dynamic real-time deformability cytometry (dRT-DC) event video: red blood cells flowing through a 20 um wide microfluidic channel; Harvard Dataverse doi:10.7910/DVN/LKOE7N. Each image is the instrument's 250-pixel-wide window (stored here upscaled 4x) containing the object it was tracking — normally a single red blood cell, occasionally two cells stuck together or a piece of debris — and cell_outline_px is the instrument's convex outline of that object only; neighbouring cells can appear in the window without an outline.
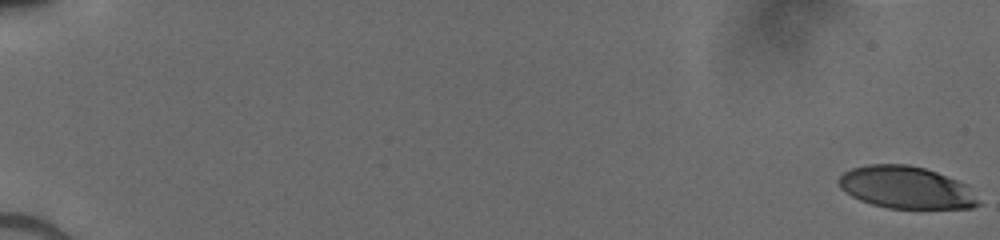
{"species": "human", "species_latin": "Homo sapiens", "temperature_condition": "cold", "stored_images_in_passage": 46, "camera_frame_rate_fps": 3000, "um_per_image_px": 0.085, "donor": {"sex": "male"}, "frame": {"image": 1, "passage_image": 1, "time_ms": 0.0, "image_size_px": [1000, 240], "cell_outline_px": [[980, 204], [972, 208], [888, 208], [872, 204], [860, 200], [852, 196], [840, 188], [836, 180], [844, 172], [852, 168], [868, 164], [908, 164], [924, 168], [936, 172], [956, 180], [964, 184]], "centroid_in_image_um": [76.94, 15.93], "position_along_channel_um": 8.1, "area_um2": 33.99}}